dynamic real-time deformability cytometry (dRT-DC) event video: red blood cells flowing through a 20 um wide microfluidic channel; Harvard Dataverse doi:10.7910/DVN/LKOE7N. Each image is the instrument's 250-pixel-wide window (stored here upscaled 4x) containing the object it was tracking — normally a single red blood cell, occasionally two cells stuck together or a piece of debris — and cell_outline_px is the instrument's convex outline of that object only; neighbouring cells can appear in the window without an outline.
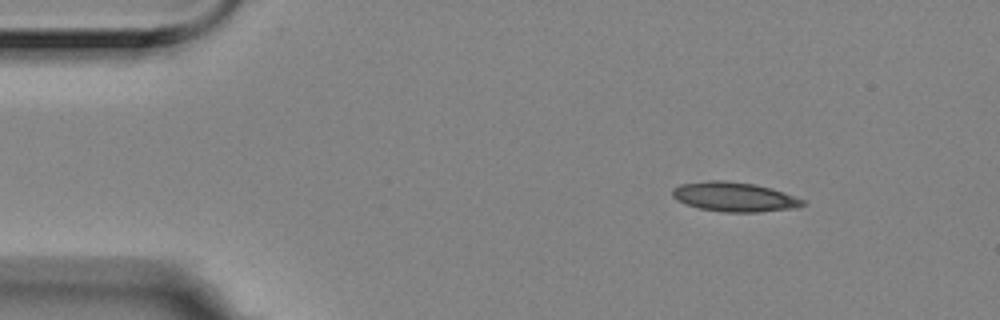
{"species": "Egyptian fruit bat (a non-hibernating species)", "species_latin": "Rousettus aegyptiacus", "temperature_condition": "room temperature", "stored_images_in_passage": 5, "camera_frame_rate_fps": 3000, "um_per_image_px": 0.085, "animal": {"sex": "female"}, "frame": {"image": 1, "passage_image": 1, "time_ms": 0.0, "image_size_px": [1000, 320], "cell_outline_px": [[808, 204], [796, 208], [756, 212], [724, 212], [700, 208], [676, 200], [672, 196], [672, 188], [680, 184], [708, 180], [724, 180], [756, 184], [772, 188], [808, 200]], "centroid_in_image_um": [62.48, 16.72], "position_along_channel_um": 22.5, "area_um2": 22.66}}
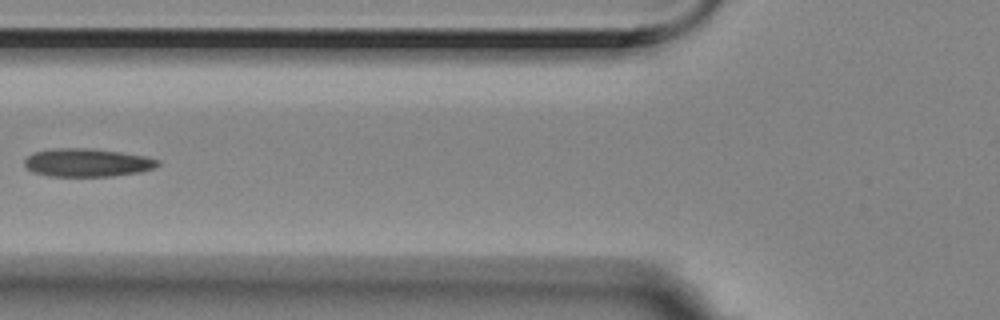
{"frame": {"image": 2, "passage_image": 5, "time_ms": 1.333, "image_size_px": [1000, 320], "cell_outline_px": [[160, 164], [152, 168], [140, 172], [112, 176], [48, 176], [32, 172], [24, 164], [24, 160], [32, 152], [52, 148], [88, 148], [120, 152], [144, 156], [160, 160]], "centroid_in_image_um": [7.38, 13.82], "position_along_channel_um": 118.4, "area_um2": 21.91}}